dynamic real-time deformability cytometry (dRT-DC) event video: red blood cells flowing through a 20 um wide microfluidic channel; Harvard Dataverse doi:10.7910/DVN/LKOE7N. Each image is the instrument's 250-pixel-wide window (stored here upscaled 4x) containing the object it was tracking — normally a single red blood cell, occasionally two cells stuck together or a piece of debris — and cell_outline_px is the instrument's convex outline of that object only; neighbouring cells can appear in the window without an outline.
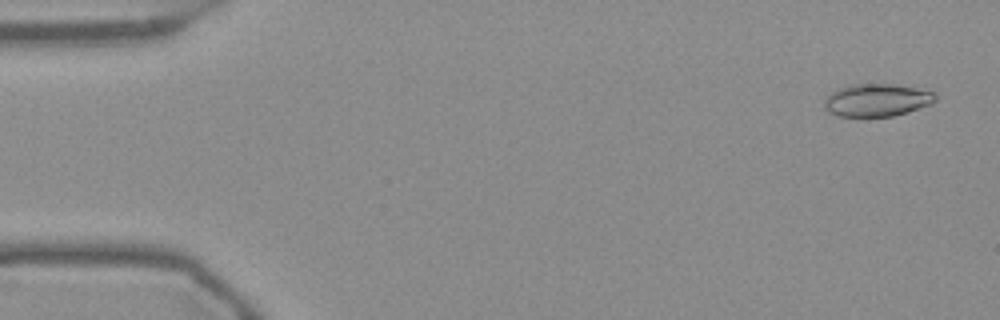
{"species": "Egyptian fruit bat (a non-hibernating species)", "species_latin": "Rousettus aegyptiacus", "temperature_condition": "warm", "stored_images_in_passage": 55, "camera_frame_rate_fps": 3000, "um_per_image_px": 0.085, "frame": {"image": 1, "passage_image": 3, "time_ms": 0.667, "image_size_px": [1000, 320], "cell_outline_px": [[936, 100], [932, 104], [908, 112], [892, 116], [840, 116], [828, 112], [824, 108], [824, 96], [848, 84], [892, 84], [916, 88], [936, 92]], "centroid_in_image_um": [74.53, 8.5], "position_along_channel_um": 10.5, "area_um2": 21.27}}
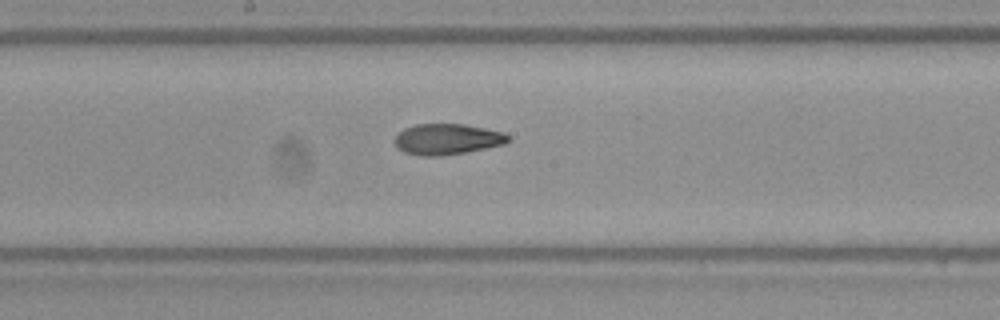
{"frame": {"image": 2, "passage_image": 29, "time_ms": 9.333, "image_size_px": [1000, 320], "cell_outline_px": [[512, 140], [504, 144], [464, 152], [440, 156], [420, 156], [404, 152], [396, 148], [396, 136], [404, 128], [416, 124], [464, 124], [504, 132]], "centroid_in_image_um": [38.01, 11.83], "position_along_channel_um": 210.2, "area_um2": 20.29}}
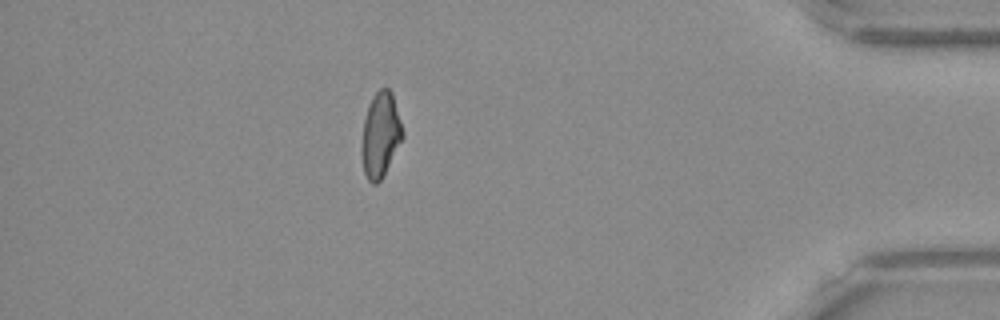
{"frame": {"image": 3, "passage_image": 48, "time_ms": 15.667, "image_size_px": [1000, 320], "cell_outline_px": [[404, 136], [380, 180], [376, 184], [372, 184], [368, 180], [364, 172], [360, 152], [360, 148], [364, 120], [368, 104], [372, 96], [380, 88], [388, 88], [392, 92], [404, 132]], "centroid_in_image_um": [32.32, 11.44], "position_along_channel_um": 402.9, "area_um2": 20.29}, "authors_computed_cell_mechanics": {"area_um2": 20.5768, "velocity_mm_per_s": 3.7727, "shape_relaxation_time_tau1_ms": null, "shape_relaxation_time_tau2_ms": 3.769, "deformation_change_tau1": null, "deformation_change_tau2": 0.1142}}